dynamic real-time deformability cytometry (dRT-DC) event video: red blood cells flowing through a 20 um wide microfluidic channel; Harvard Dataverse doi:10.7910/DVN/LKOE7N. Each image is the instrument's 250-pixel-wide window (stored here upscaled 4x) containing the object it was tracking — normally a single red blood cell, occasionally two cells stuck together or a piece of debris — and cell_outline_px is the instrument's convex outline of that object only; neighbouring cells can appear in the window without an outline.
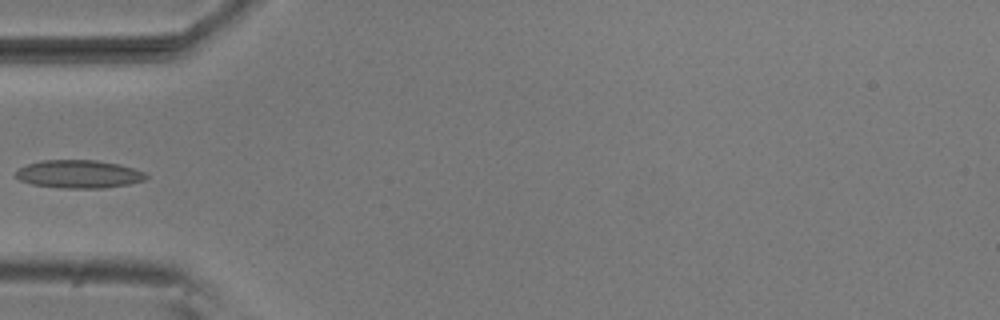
{"species": "common noctule bat (a hibernating species)", "species_latin": "Nyctalus noctula", "temperature_condition": "room temperature", "stored_images_in_passage": 5, "camera_frame_rate_fps": 3000, "um_per_image_px": 0.085, "animal": {"sex": "male", "body_mass_g": 20.5, "forearm_length_mm": 52.5}, "frame": {"image": 1, "passage_image": 5, "time_ms": 1.333, "image_size_px": [1000, 320], "cell_outline_px": [[148, 176], [144, 180], [128, 184], [104, 188], [60, 188], [32, 184], [20, 180], [16, 176], [16, 172], [20, 168], [28, 164], [40, 160], [96, 160], [120, 164], [144, 172]], "centroid_in_image_um": [6.7, 14.8], "position_along_channel_um": 78.3, "area_um2": 21.21}}